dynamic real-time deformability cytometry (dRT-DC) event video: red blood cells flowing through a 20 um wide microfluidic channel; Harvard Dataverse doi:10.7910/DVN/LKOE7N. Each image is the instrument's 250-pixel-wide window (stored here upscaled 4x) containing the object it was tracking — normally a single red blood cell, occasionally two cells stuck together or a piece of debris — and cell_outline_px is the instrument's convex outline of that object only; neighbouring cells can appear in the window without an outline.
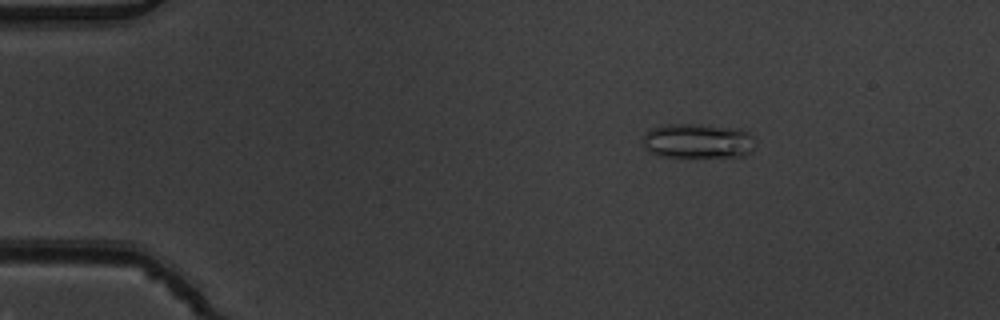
{"species": "common noctule bat (a hibernating species)", "species_latin": "Nyctalus noctula", "temperature_condition": "warm", "stored_images_in_passage": 5, "camera_frame_rate_fps": 3000, "um_per_image_px": 0.085, "animal": {"sex": "male", "body_mass_g": 19.5, "forearm_length_mm": 54.6}, "frame": {"image": 1, "passage_image": 3, "time_ms": 0.667, "image_size_px": [1000, 320], "cell_outline_px": [[756, 148], [752, 152], [744, 156], [660, 156], [648, 152], [644, 148], [644, 136], [652, 128], [668, 124], [700, 124], [740, 128], [748, 132], [756, 140]], "centroid_in_image_um": [59.39, 11.97], "position_along_channel_um": 25.6, "area_um2": 22.95}}